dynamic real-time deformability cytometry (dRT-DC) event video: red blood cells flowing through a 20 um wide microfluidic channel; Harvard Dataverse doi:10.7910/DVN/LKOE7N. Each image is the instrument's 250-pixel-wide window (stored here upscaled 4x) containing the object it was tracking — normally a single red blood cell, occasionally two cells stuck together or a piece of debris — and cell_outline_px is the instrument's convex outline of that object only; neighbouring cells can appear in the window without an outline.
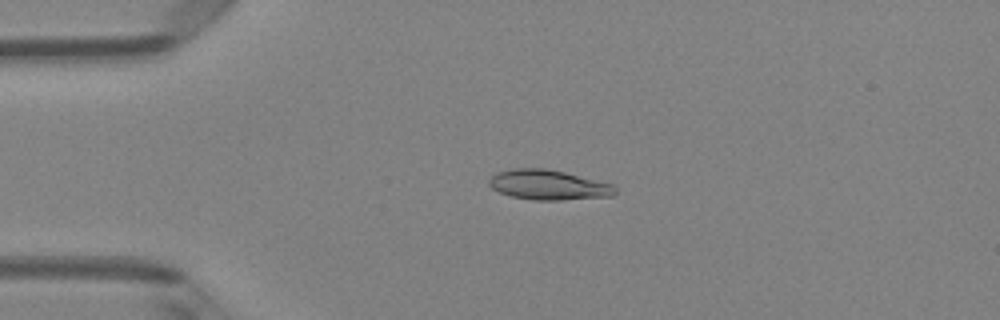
{"species": "Egyptian fruit bat (a non-hibernating species)", "species_latin": "Rousettus aegyptiacus", "temperature_condition": "room temperature", "stored_images_in_passage": 49, "camera_frame_rate_fps": 3000, "um_per_image_px": 0.085, "animal": {"sex": "female"}, "frame": {"image": 1, "passage_image": 11, "time_ms": 3.333, "image_size_px": [1000, 320], "cell_outline_px": [[616, 192], [612, 196], [560, 200], [532, 200], [512, 196], [500, 192], [492, 188], [488, 184], [488, 180], [496, 172], [512, 168], [544, 168], [564, 172], [616, 184]], "centroid_in_image_um": [46.63, 15.71], "position_along_channel_um": 38.4, "area_um2": 22.14}}
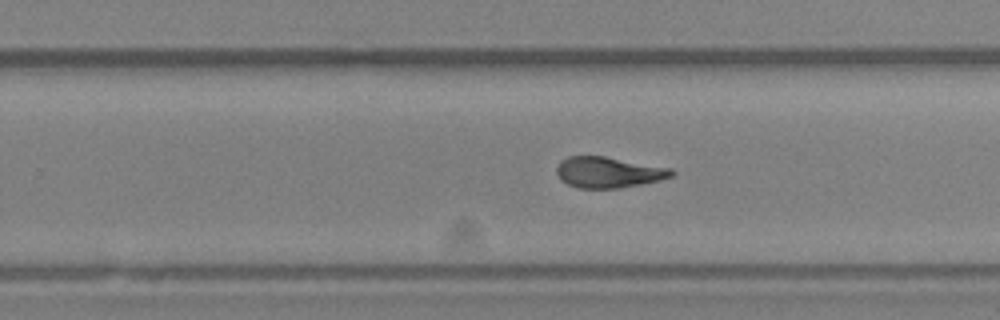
{"frame": {"image": 2, "passage_image": 31, "time_ms": 10.0, "image_size_px": [1000, 320], "cell_outline_px": [[676, 172], [672, 176], [660, 180], [620, 188], [576, 188], [560, 180], [556, 172], [556, 168], [560, 160], [568, 156], [604, 156], [672, 168]], "centroid_in_image_um": [51.7, 14.64], "position_along_channel_um": 278.1, "area_um2": 20.81}}
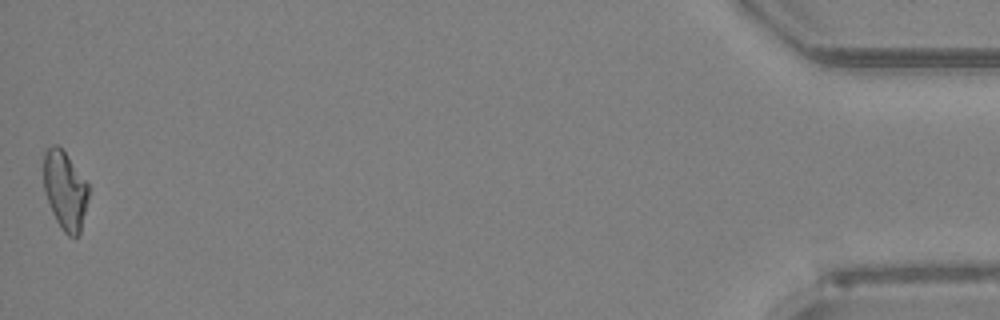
{"frame": {"image": 3, "passage_image": 49, "time_ms": 16.0, "image_size_px": [1000, 320], "cell_outline_px": [[88, 200], [80, 232], [76, 236], [68, 236], [64, 232], [56, 220], [52, 212], [44, 192], [44, 152], [52, 144], [56, 144], [64, 152], [88, 184]], "centroid_in_image_um": [5.51, 16.19], "position_along_channel_um": 429.7, "area_um2": 20.23}, "authors_computed_cell_mechanics": {"area_um2": 21.0392, "velocity_mm_per_s": 4.1078, "shape_relaxation_time_tau1_ms": null, "shape_relaxation_time_tau2_ms": 2.4028, "deformation_change_tau1": null, "deformation_change_tau2": 0.0789}}